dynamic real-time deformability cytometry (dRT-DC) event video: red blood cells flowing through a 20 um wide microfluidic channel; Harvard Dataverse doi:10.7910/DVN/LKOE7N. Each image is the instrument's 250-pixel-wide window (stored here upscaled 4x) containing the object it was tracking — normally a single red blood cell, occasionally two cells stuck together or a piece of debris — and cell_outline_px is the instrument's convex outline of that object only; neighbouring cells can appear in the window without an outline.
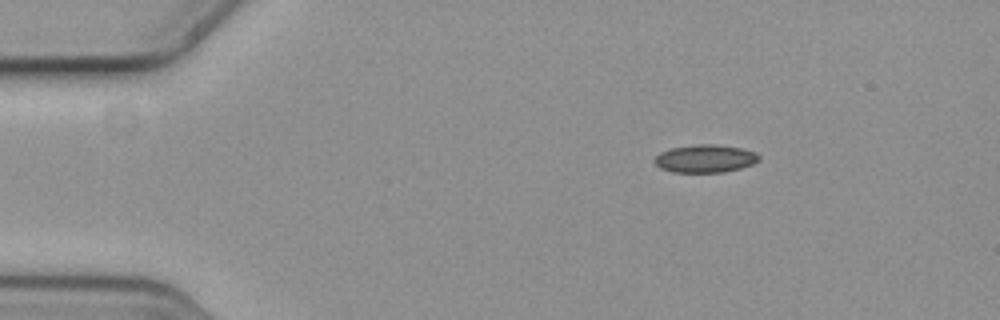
{"species": "common noctule bat (a hibernating species)", "species_latin": "Nyctalus noctula", "temperature_condition": "cold", "stored_images_in_passage": 4, "camera_frame_rate_fps": 3000, "um_per_image_px": 0.085, "animal": {"sex": "female", "body_mass_g": 19.3, "forearm_length_mm": 54.1}, "frame": {"image": 1, "passage_image": 2, "time_ms": 0.333, "image_size_px": [1000, 320], "cell_outline_px": [[760, 160], [752, 164], [740, 168], [724, 172], [672, 172], [660, 168], [652, 160], [660, 152], [672, 148], [692, 144], [716, 144], [740, 148], [756, 152], [760, 156]], "centroid_in_image_um": [59.93, 13.47], "position_along_channel_um": 25.1, "area_um2": 17.05}}
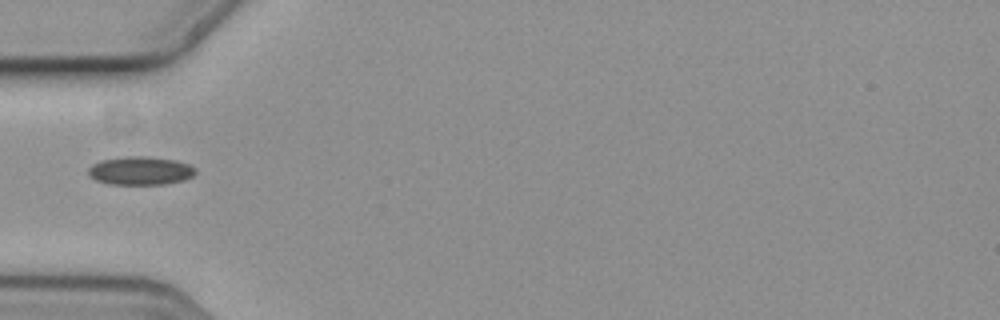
{"frame": {"image": 2, "passage_image": 4, "time_ms": 1.0, "image_size_px": [1000, 320], "cell_outline_px": [[196, 172], [192, 176], [184, 180], [164, 184], [108, 184], [96, 180], [88, 176], [88, 168], [92, 164], [100, 160], [124, 156], [148, 156], [176, 160], [188, 164], [196, 168]], "centroid_in_image_um": [11.91, 14.5], "position_along_channel_um": 73.1, "area_um2": 17.92}}